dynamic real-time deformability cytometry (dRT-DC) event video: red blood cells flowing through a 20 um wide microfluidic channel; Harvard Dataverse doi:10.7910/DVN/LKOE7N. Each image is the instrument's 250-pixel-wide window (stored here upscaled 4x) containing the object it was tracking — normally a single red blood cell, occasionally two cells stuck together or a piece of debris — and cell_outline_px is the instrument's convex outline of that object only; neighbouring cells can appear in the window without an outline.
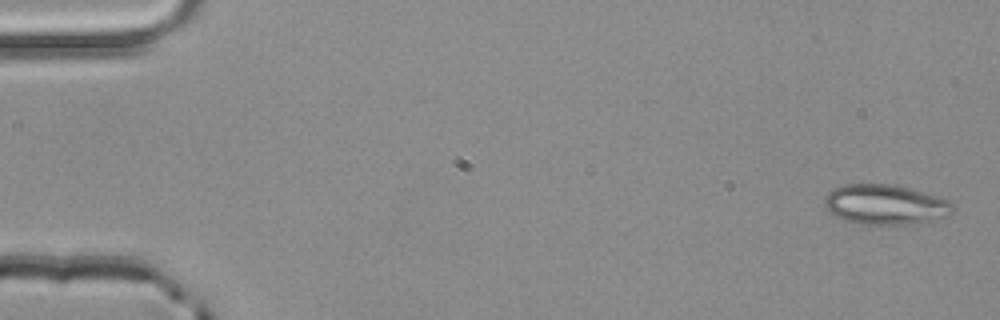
{"species": "common noctule bat (a hibernating species)", "species_latin": "Nyctalus noctula", "temperature_condition": "room temperature", "stored_images_in_passage": 4, "camera_frame_rate_fps": 3000, "um_per_image_px": 0.085, "animal": {"sex": "male", "body_mass_g": 20.4}, "frame": {"image": 1, "passage_image": 1, "time_ms": 0.0, "image_size_px": [1000, 320], "cell_outline_px": [[956, 208], [952, 212], [916, 224], [856, 224], [844, 220], [836, 216], [824, 204], [824, 196], [832, 188], [844, 184], [892, 184], [908, 188], [936, 196], [948, 200]], "centroid_in_image_um": [75.19, 17.38], "position_along_channel_um": 9.8, "area_um2": 29.59}}
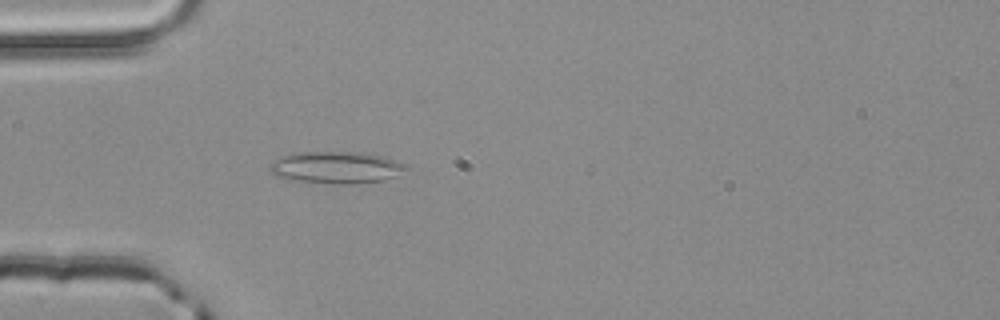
{"frame": {"image": 2, "passage_image": 4, "time_ms": 1.0, "image_size_px": [1000, 320], "cell_outline_px": [[408, 168], [396, 176], [384, 180], [356, 184], [340, 184], [296, 180], [276, 176], [268, 168], [268, 164], [284, 156], [296, 152], [364, 152], [384, 156], [396, 160], [404, 164]], "centroid_in_image_um": [28.61, 14.23], "position_along_channel_um": 56.4, "area_um2": 25.32}}